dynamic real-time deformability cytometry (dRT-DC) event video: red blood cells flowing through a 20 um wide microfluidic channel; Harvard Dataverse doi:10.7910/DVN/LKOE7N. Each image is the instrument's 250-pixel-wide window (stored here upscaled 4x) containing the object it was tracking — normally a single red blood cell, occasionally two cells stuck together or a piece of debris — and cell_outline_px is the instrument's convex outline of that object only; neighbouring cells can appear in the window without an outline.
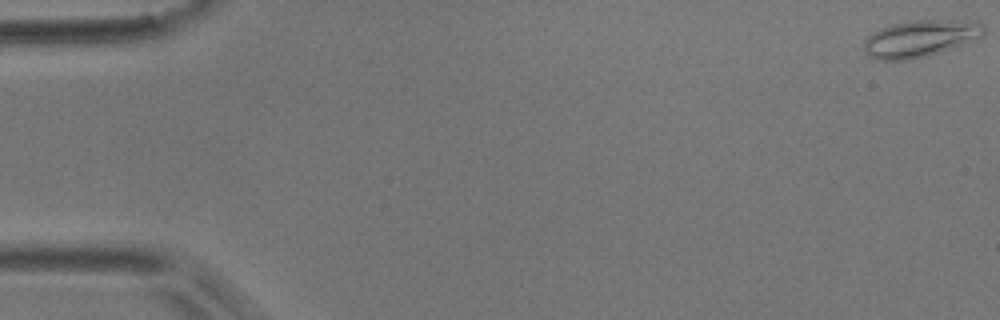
{"species": "common noctule bat (a hibernating species)", "species_latin": "Nyctalus noctula", "temperature_condition": "room temperature", "stored_images_in_passage": 51, "camera_frame_rate_fps": 3000, "um_per_image_px": 0.085, "animal": {"sex": "male", "body_mass_g": 17.9}, "frame": {"image": 1, "passage_image": 1, "time_ms": 0.0, "image_size_px": [1000, 320], "cell_outline_px": [[984, 32], [980, 36], [964, 44], [952, 48], [924, 56], [908, 60], [880, 60], [868, 56], [864, 52], [864, 40], [872, 32], [880, 28], [892, 24], [908, 20], [972, 20], [984, 24]], "centroid_in_image_um": [78.19, 3.26], "position_along_channel_um": 6.8, "area_um2": 25.78}}
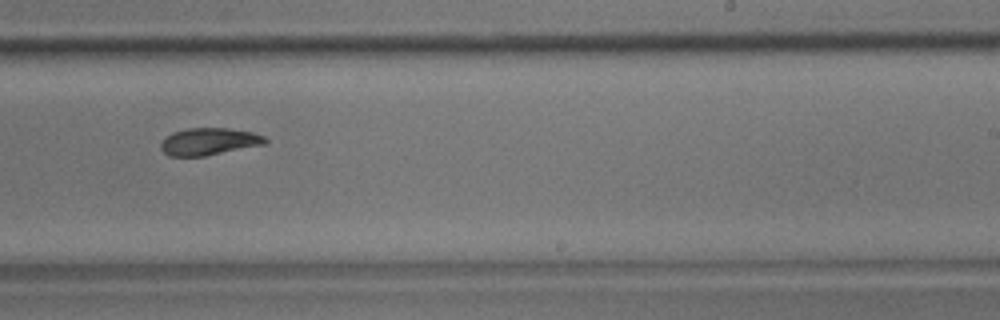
{"frame": {"image": 2, "passage_image": 32, "time_ms": 10.333, "image_size_px": [1000, 320], "cell_outline_px": [[268, 144], [204, 156], [168, 156], [160, 148], [160, 144], [172, 132], [188, 128], [228, 128], [252, 132], [264, 136], [268, 140]], "centroid_in_image_um": [17.8, 12.03], "position_along_channel_um": 271.2, "area_um2": 16.59}}
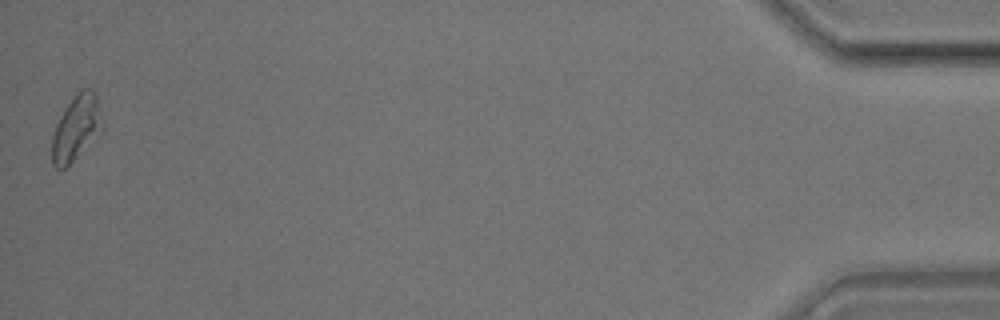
{"frame": {"image": 3, "passage_image": 51, "time_ms": 16.667, "image_size_px": [1000, 320], "cell_outline_px": [[104, 128], [64, 168], [56, 168], [52, 164], [52, 136], [56, 124], [60, 116], [76, 92], [84, 88], [88, 88], [96, 96], [104, 124]], "centroid_in_image_um": [6.47, 10.85], "position_along_channel_um": 428.7, "area_um2": 18.61}, "authors_computed_cell_mechanics": {"area_um2": 17.6868, "velocity_mm_per_s": 3.932, "shape_relaxation_time_tau1_ms": 5.6181, "shape_relaxation_time_tau2_ms": 8.5535, "deformation_change_tau1": 0.162, "deformation_change_tau2": 0.1261}}